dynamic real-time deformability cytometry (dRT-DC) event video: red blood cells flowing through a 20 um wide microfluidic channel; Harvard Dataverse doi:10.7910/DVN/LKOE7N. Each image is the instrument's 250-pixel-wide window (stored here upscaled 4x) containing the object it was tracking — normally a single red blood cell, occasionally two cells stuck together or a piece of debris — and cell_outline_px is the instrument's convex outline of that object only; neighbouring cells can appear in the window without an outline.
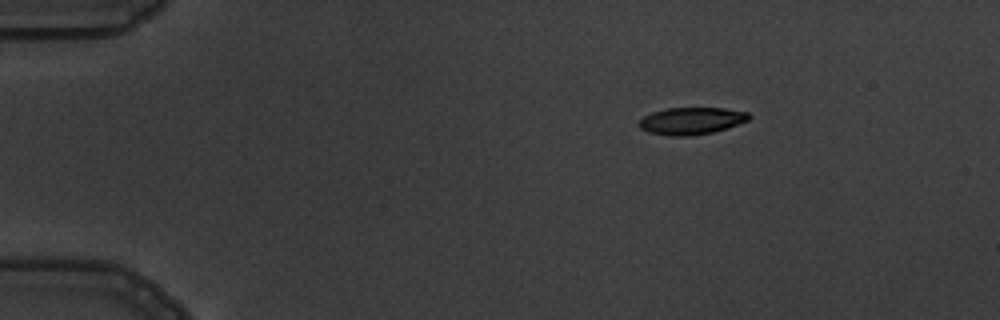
{"species": "common noctule bat (a hibernating species)", "species_latin": "Nyctalus noctula", "temperature_condition": "warm", "stored_images_in_passage": 3, "camera_frame_rate_fps": 3000, "um_per_image_px": 0.085, "animal": {"sex": "male", "body_mass_g": 19.5, "forearm_length_mm": 54.6}, "frame": {"image": 1, "passage_image": 1, "time_ms": 0.0, "image_size_px": [1000, 320], "cell_outline_px": [[752, 116], [748, 120], [712, 132], [688, 136], [672, 136], [648, 132], [640, 128], [636, 124], [644, 116], [652, 112], [668, 108], [724, 108], [748, 112]], "centroid_in_image_um": [58.73, 10.27], "position_along_channel_um": 26.3, "area_um2": 17.22}}